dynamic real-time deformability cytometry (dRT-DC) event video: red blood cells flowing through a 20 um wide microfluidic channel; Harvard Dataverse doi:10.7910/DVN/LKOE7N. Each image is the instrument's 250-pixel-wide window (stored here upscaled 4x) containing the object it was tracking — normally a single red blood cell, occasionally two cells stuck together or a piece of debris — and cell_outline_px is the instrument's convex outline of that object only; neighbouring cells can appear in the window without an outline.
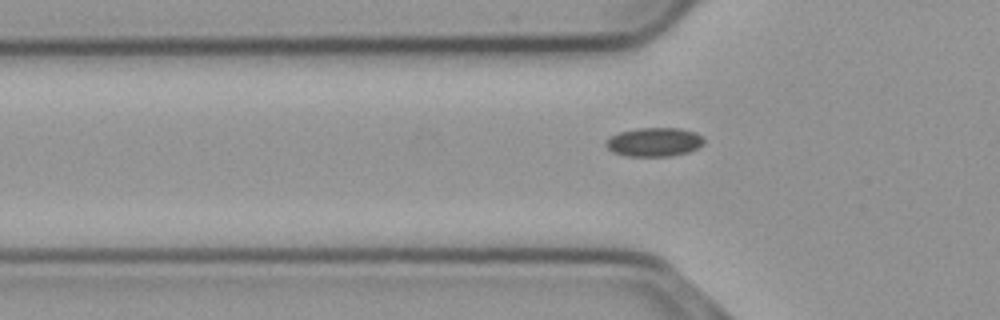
{"species": "common noctule bat (a hibernating species)", "species_latin": "Nyctalus noctula", "temperature_condition": "cold", "stored_images_in_passage": 37, "camera_frame_rate_fps": 3000, "um_per_image_px": 0.085, "animal": {"sex": "male", "body_mass_g": 23.1, "forearm_length_mm": 52.7}, "frame": {"image": 1, "passage_image": 5, "time_ms": 1.333, "image_size_px": [1000, 320], "cell_outline_px": [[704, 140], [696, 148], [688, 152], [672, 156], [624, 156], [612, 152], [604, 144], [604, 140], [620, 132], [636, 128], [680, 128], [692, 132], [700, 136]], "centroid_in_image_um": [55.53, 12.08], "position_along_channel_um": 70.3, "area_um2": 16.36}}
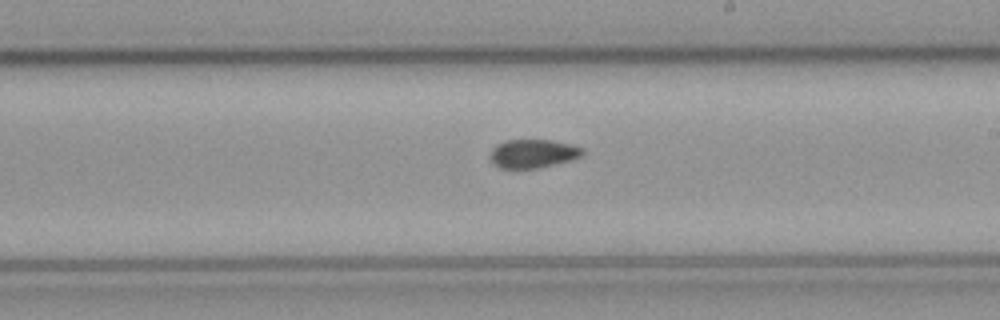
{"frame": {"image": 2, "passage_image": 19, "time_ms": 6.0, "image_size_px": [1000, 320], "cell_outline_px": [[584, 152], [580, 156], [568, 160], [536, 168], [500, 168], [492, 160], [492, 148], [496, 144], [504, 140], [552, 140], [584, 148]], "centroid_in_image_um": [45.29, 13.03], "position_along_channel_um": 243.7, "area_um2": 14.97}}
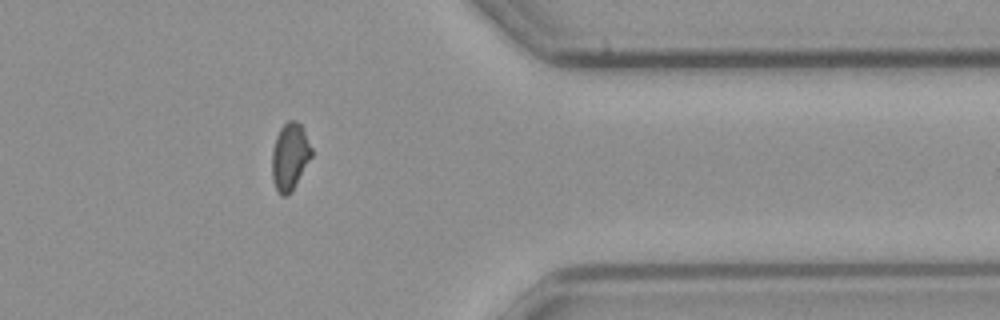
{"frame": {"image": 3, "passage_image": 32, "time_ms": 10.333, "image_size_px": [1000, 320], "cell_outline_px": [[312, 156], [292, 192], [284, 196], [280, 196], [272, 180], [272, 152], [276, 136], [280, 128], [288, 120], [296, 120], [300, 124], [312, 148]], "centroid_in_image_um": [24.63, 13.33], "position_along_channel_um": 386.8, "area_um2": 15.49}}